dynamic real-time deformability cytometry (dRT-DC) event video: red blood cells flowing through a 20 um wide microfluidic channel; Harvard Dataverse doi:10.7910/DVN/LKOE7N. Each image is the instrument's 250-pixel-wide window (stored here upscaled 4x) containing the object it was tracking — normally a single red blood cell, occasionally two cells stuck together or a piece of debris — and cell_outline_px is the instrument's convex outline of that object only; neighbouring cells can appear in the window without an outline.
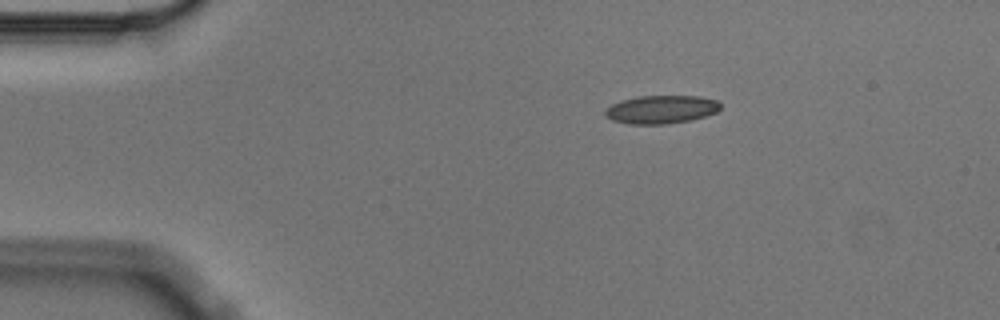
{"species": "Egyptian fruit bat (a non-hibernating species)", "species_latin": "Rousettus aegyptiacus", "temperature_condition": "cold", "stored_images_in_passage": 4, "camera_frame_rate_fps": 3000, "um_per_image_px": 0.085, "animal": {"sex": "male"}, "frame": {"image": 1, "passage_image": 1, "time_ms": 0.0, "image_size_px": [1000, 320], "cell_outline_px": [[720, 108], [716, 112], [692, 120], [668, 124], [628, 124], [612, 120], [604, 116], [604, 112], [612, 104], [620, 100], [636, 96], [700, 96], [716, 100], [720, 104]], "centroid_in_image_um": [56.18, 9.3], "position_along_channel_um": 28.8, "area_um2": 19.07}}
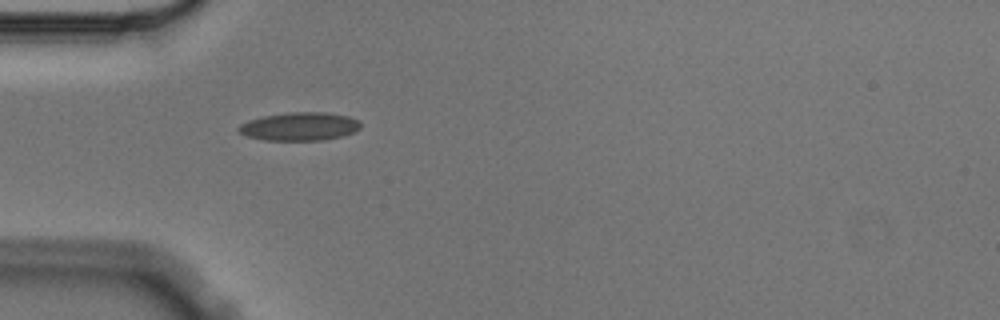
{"frame": {"image": 2, "passage_image": 3, "time_ms": 0.667, "image_size_px": [1000, 320], "cell_outline_px": [[360, 128], [344, 136], [324, 140], [264, 140], [248, 136], [240, 132], [236, 128], [240, 124], [248, 120], [264, 116], [288, 112], [324, 112], [348, 116], [360, 120]], "centroid_in_image_um": [25.48, 10.74], "position_along_channel_um": 59.5, "area_um2": 20.11}}
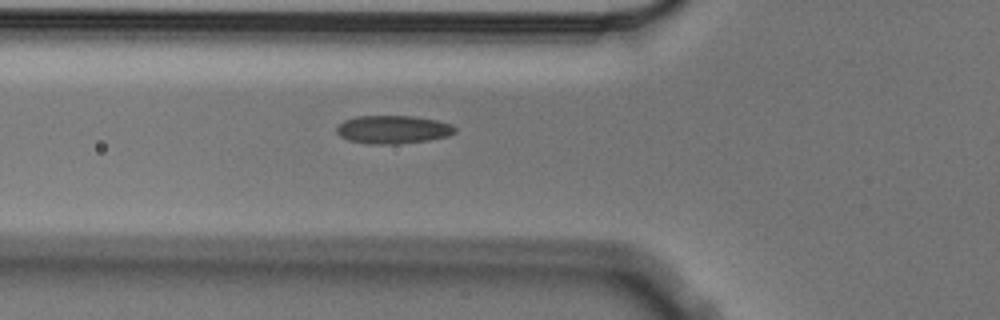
{"frame": {"image": 3, "passage_image": 4, "time_ms": 1.0, "image_size_px": [1000, 320], "cell_outline_px": [[456, 132], [448, 136], [428, 140], [396, 144], [368, 144], [348, 140], [340, 136], [336, 132], [336, 128], [344, 120], [356, 116], [412, 116], [436, 120], [452, 124], [456, 128]], "centroid_in_image_um": [33.4, 11.01], "position_along_channel_um": 92.4, "area_um2": 19.48}}